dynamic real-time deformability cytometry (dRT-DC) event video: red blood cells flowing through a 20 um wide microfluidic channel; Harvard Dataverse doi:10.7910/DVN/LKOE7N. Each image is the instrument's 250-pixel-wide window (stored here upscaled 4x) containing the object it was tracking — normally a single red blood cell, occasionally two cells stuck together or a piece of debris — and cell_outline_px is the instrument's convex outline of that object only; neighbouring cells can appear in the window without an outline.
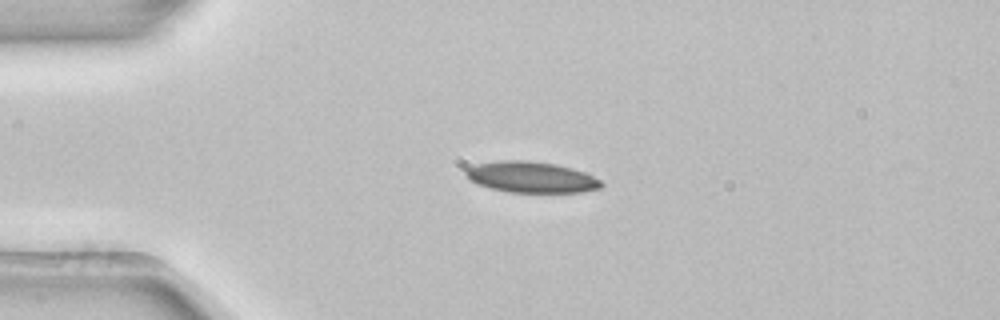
{"species": "common noctule bat (a hibernating species)", "species_latin": "Nyctalus noctula", "temperature_condition": "room temperature", "stored_images_in_passage": 4, "camera_frame_rate_fps": 3000, "um_per_image_px": 0.085, "animal": {"sex": "female", "body_mass_g": 22.7, "forearm_length_mm": 54.2}, "frame": {"image": 1, "passage_image": 3, "time_ms": 0.667, "image_size_px": [1000, 320], "cell_outline_px": [[604, 184], [600, 188], [584, 192], [508, 192], [492, 188], [480, 184], [464, 176], [464, 172], [468, 168], [476, 164], [500, 160], [528, 160], [556, 164], [572, 168], [584, 172], [600, 180]], "centroid_in_image_um": [45.17, 15.05], "position_along_channel_um": 39.8, "area_um2": 24.39}}